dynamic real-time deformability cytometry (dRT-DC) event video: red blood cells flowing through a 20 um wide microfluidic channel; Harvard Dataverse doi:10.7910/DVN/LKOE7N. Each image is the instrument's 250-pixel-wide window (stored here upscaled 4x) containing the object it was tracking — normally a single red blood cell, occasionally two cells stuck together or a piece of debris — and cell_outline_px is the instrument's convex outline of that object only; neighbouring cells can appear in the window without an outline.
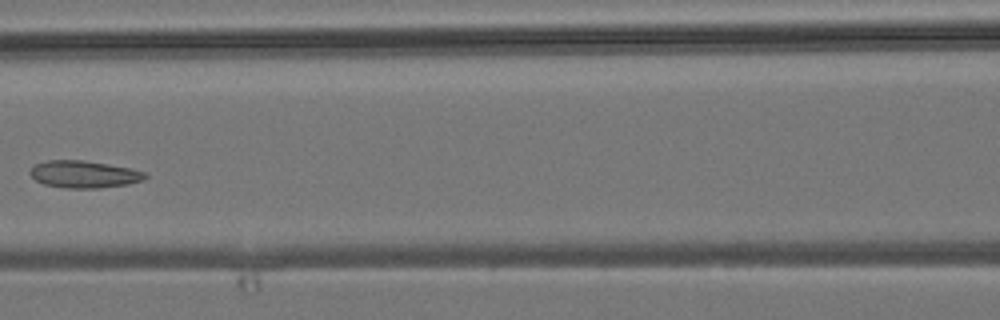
{"species": "common noctule bat (a hibernating species)", "species_latin": "Nyctalus noctula", "temperature_condition": "room temperature", "stored_images_in_passage": 6, "camera_frame_rate_fps": 3000, "um_per_image_px": 0.085, "animal": {"sex": "male", "body_mass_g": 19.2, "forearm_length_mm": 51.8}, "frame": {"image": 1, "passage_image": 5, "time_ms": 4.667, "image_size_px": [1000, 320], "cell_outline_px": [[148, 176], [144, 180], [128, 184], [100, 188], [64, 188], [44, 184], [36, 180], [28, 172], [36, 164], [48, 160], [84, 160], [132, 168], [144, 172]], "centroid_in_image_um": [7.16, 14.81], "position_along_channel_um": 159.4, "area_um2": 18.26}}